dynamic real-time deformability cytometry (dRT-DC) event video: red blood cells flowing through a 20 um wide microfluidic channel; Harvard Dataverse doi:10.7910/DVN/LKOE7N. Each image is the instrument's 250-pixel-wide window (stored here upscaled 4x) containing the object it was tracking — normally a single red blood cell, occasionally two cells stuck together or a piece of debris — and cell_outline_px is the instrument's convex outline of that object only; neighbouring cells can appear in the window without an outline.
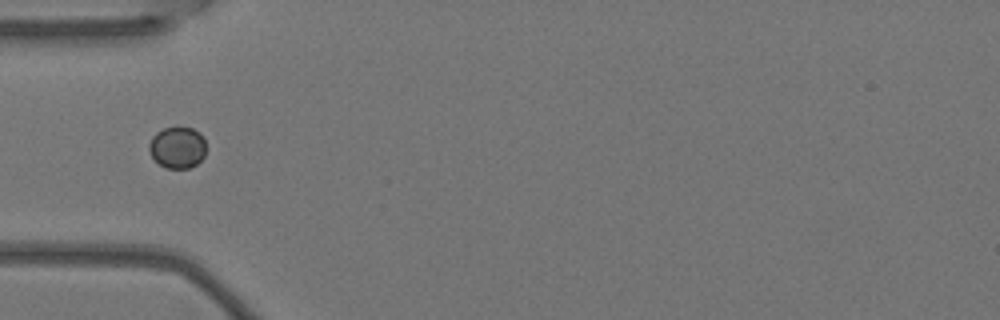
{"species": "Egyptian fruit bat (a non-hibernating species)", "species_latin": "Rousettus aegyptiacus", "temperature_condition": "warm", "stored_images_in_passage": 7, "camera_frame_rate_fps": 3000, "um_per_image_px": 0.085, "animal": {"sex": "female"}, "frame": {"image": 1, "passage_image": 4, "time_ms": 1.0, "image_size_px": [1000, 320], "cell_outline_px": [[204, 156], [196, 164], [188, 168], [164, 168], [152, 156], [148, 148], [148, 144], [152, 136], [156, 132], [164, 128], [176, 124], [192, 128], [200, 132], [204, 136]], "centroid_in_image_um": [15.07, 12.48], "position_along_channel_um": 69.9, "area_um2": 14.1}}
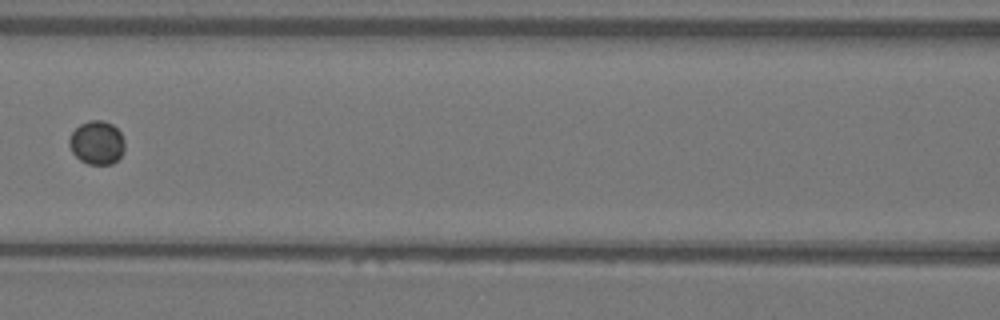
{"frame": {"image": 2, "passage_image": 6, "time_ms": 1.667, "image_size_px": [1000, 320], "cell_outline_px": [[124, 148], [120, 156], [112, 164], [88, 164], [80, 160], [72, 152], [68, 144], [68, 140], [72, 132], [80, 124], [88, 120], [104, 120], [112, 124], [120, 132], [124, 140]], "centroid_in_image_um": [8.22, 12.11], "position_along_channel_um": 158.4, "area_um2": 14.1}}
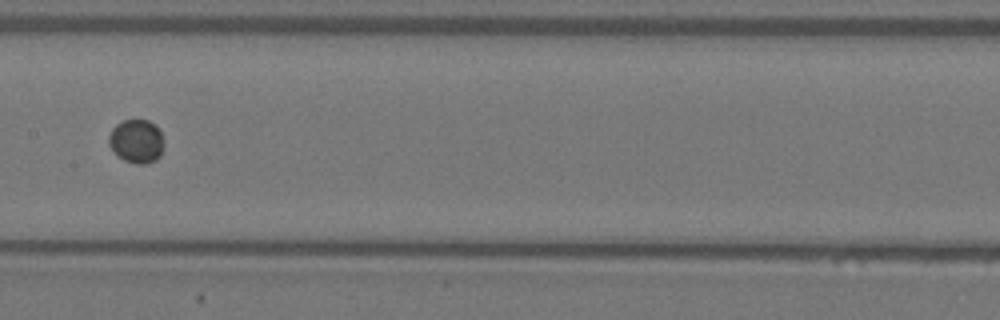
{"frame": {"image": 3, "passage_image": 7, "time_ms": 2.0, "image_size_px": [1000, 320], "cell_outline_px": [[164, 144], [160, 156], [156, 160], [144, 164], [136, 164], [124, 160], [108, 144], [108, 136], [112, 128], [116, 124], [124, 120], [148, 120], [156, 124], [160, 132]], "centroid_in_image_um": [11.61, 11.99], "position_along_channel_um": 195.8, "area_um2": 13.99}}